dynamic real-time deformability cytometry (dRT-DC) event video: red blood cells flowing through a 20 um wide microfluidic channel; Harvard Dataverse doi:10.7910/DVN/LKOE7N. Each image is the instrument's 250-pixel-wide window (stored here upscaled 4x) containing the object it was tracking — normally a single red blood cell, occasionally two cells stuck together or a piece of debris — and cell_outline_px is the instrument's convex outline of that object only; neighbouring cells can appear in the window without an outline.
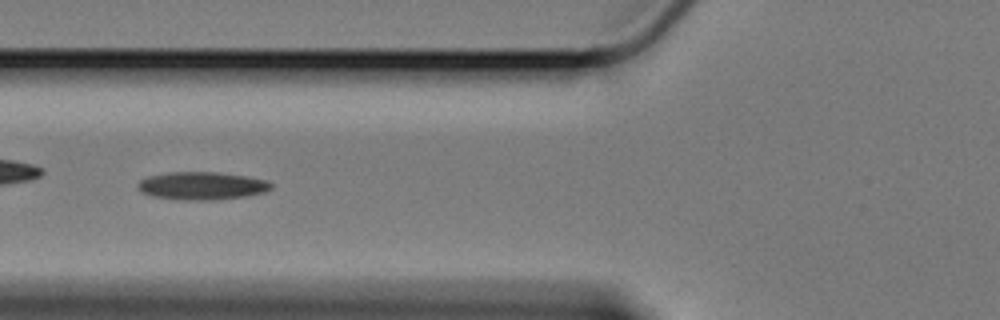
{"species": "Egyptian fruit bat (a non-hibernating species)", "species_latin": "Rousettus aegyptiacus", "temperature_condition": "cold", "stored_images_in_passage": 51, "camera_frame_rate_fps": 3000, "um_per_image_px": 0.085, "animal": {"sex": "female"}, "frame": {"image": 1, "passage_image": 22, "time_ms": 7.0, "image_size_px": [1000, 320], "cell_outline_px": [[272, 188], [264, 192], [248, 196], [216, 200], [180, 200], [152, 196], [140, 192], [136, 188], [136, 184], [140, 180], [148, 176], [172, 172], [216, 172], [244, 176], [264, 180], [272, 184]], "centroid_in_image_um": [17.11, 15.8], "position_along_channel_um": 108.7, "area_um2": 21.73}}